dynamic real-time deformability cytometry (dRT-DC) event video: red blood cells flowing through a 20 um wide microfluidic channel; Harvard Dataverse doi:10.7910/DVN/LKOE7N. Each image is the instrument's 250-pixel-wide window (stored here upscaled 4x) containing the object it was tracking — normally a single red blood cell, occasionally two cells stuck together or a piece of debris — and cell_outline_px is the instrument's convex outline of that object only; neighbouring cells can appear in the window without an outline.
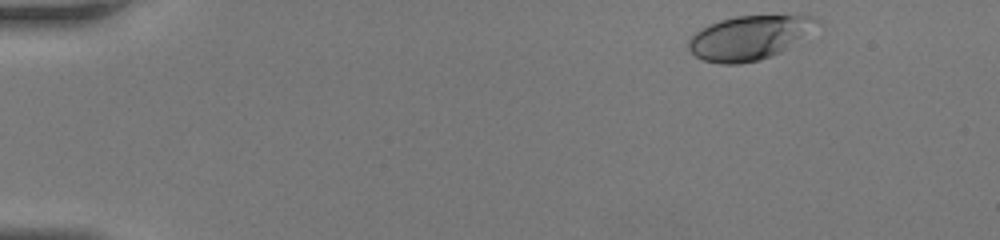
{"species": "human", "species_latin": "Homo sapiens", "temperature_condition": "room temperature", "stored_images_in_passage": 41, "camera_frame_rate_fps": 3000, "um_per_image_px": 0.085, "donor": {"sex": "female"}, "frame": {"image": 1, "passage_image": 1, "time_ms": 0.0, "image_size_px": [1000, 240], "cell_outline_px": [[820, 20], [788, 48], [780, 52], [760, 60], [740, 64], [720, 64], [704, 60], [696, 56], [688, 48], [688, 40], [700, 28], [708, 24], [720, 20], [736, 16], [800, 12], [816, 16]], "centroid_in_image_um": [63.7, 3.14], "position_along_channel_um": 21.3, "area_um2": 33.52}}
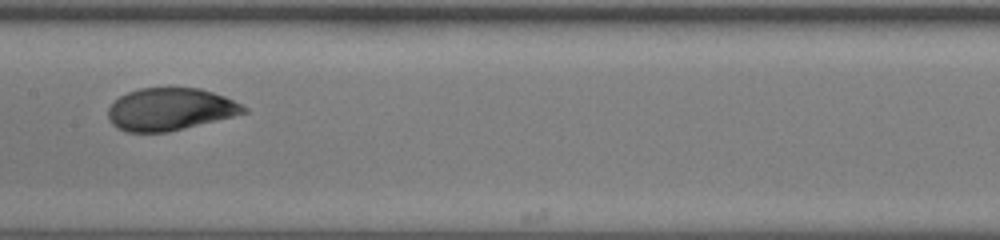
{"frame": {"image": 2, "passage_image": 20, "time_ms": 6.333, "image_size_px": [1000, 240], "cell_outline_px": [[248, 112], [168, 132], [124, 132], [116, 128], [108, 120], [108, 108], [120, 96], [128, 92], [140, 88], [200, 88], [224, 96], [248, 108]], "centroid_in_image_um": [14.42, 9.29], "position_along_channel_um": 193.0, "area_um2": 33.29}}
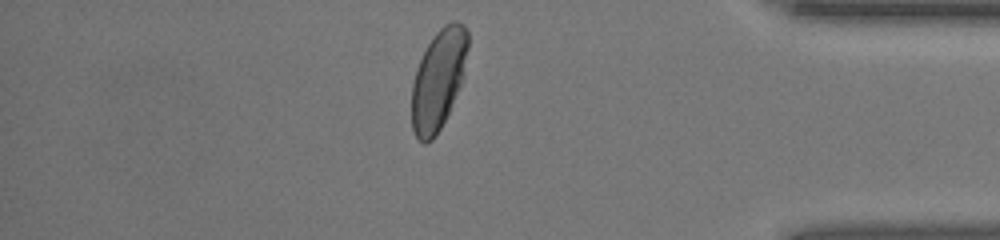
{"frame": {"image": 3, "passage_image": 35, "time_ms": 11.333, "image_size_px": [1000, 240], "cell_outline_px": [[468, 48], [464, 76], [448, 112], [440, 128], [432, 140], [424, 144], [416, 136], [412, 128], [412, 84], [416, 68], [428, 44], [436, 32], [444, 24], [452, 20], [456, 20], [464, 24], [468, 32]], "centroid_in_image_um": [37.27, 6.71], "position_along_channel_um": 397.9, "area_um2": 32.66}}